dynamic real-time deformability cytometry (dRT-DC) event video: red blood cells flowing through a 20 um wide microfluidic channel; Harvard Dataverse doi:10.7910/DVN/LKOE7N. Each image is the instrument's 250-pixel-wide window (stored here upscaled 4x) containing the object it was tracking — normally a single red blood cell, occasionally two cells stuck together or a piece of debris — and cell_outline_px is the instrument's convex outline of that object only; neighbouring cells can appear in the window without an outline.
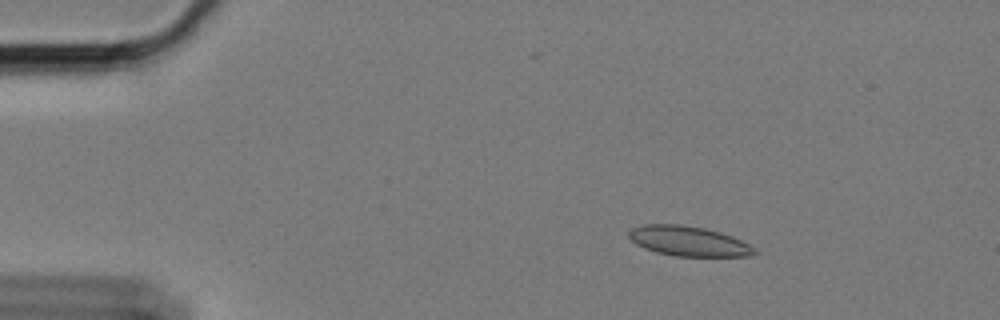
{"species": "Egyptian fruit bat (a non-hibernating species)", "species_latin": "Rousettus aegyptiacus", "temperature_condition": "cold", "stored_images_in_passage": 53, "camera_frame_rate_fps": 3000, "um_per_image_px": 0.085, "animal": {"sex": "female"}, "frame": {"image": 1, "passage_image": 3, "time_ms": 0.667, "image_size_px": [1000, 320], "cell_outline_px": [[756, 252], [752, 256], [676, 256], [656, 252], [644, 248], [636, 244], [628, 236], [628, 232], [632, 228], [644, 224], [680, 224], [704, 228], [720, 232], [732, 236], [756, 248]], "centroid_in_image_um": [58.51, 20.49], "position_along_channel_um": 26.5, "area_um2": 21.85}}
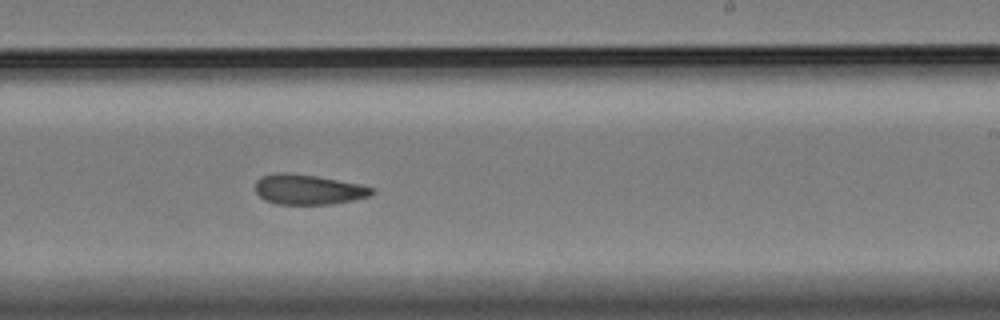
{"frame": {"image": 2, "passage_image": 30, "time_ms": 9.667, "image_size_px": [1000, 320], "cell_outline_px": [[376, 192], [368, 196], [352, 200], [332, 204], [276, 204], [264, 200], [256, 192], [256, 180], [260, 176], [276, 172], [288, 172], [316, 176], [360, 184], [376, 188]], "centroid_in_image_um": [26.19, 16.1], "position_along_channel_um": 262.8, "area_um2": 20.58}}
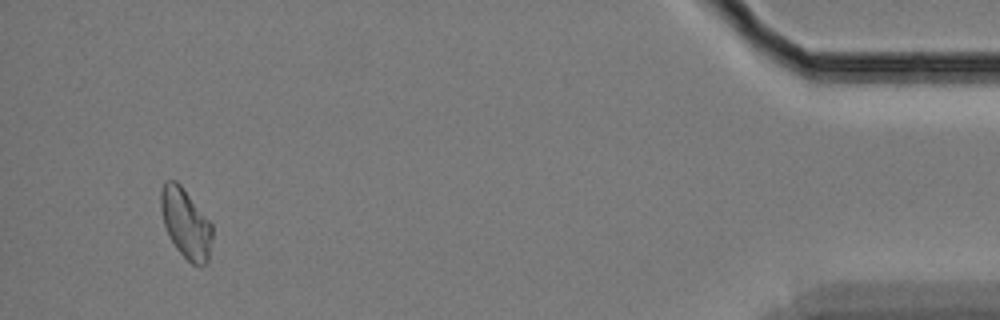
{"frame": {"image": 3, "passage_image": 50, "time_ms": 16.333, "image_size_px": [1000, 320], "cell_outline_px": [[212, 240], [208, 260], [204, 264], [192, 264], [176, 248], [168, 236], [164, 224], [160, 208], [160, 188], [164, 180], [176, 180], [180, 184], [212, 224]], "centroid_in_image_um": [15.76, 18.95], "position_along_channel_um": 419.4, "area_um2": 20.81}, "authors_computed_cell_mechanics": {"area_um2": 21.097, "velocity_mm_per_s": 3.374, "shape_relaxation_time_tau1_ms": null, "shape_relaxation_time_tau2_ms": 4.3743, "deformation_change_tau1": null, "deformation_change_tau2": 0.0977}}